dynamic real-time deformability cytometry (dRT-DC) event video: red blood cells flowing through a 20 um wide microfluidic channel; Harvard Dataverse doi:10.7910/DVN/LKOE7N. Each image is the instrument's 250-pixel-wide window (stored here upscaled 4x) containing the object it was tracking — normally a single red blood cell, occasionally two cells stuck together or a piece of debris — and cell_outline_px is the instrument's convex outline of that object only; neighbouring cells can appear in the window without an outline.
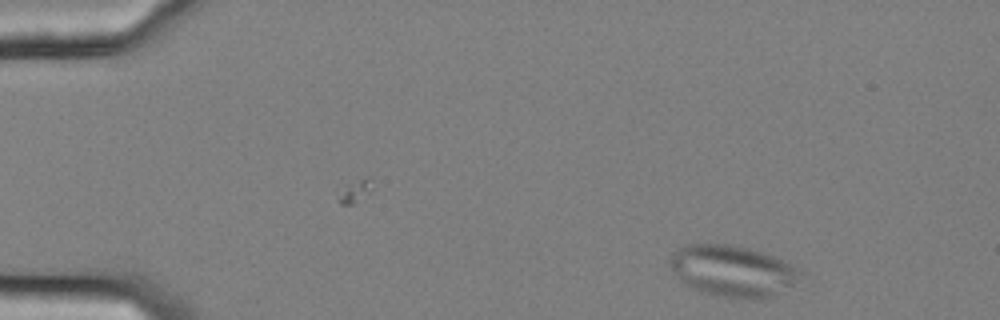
{"species": "common noctule bat (a hibernating species)", "species_latin": "Nyctalus noctula", "temperature_condition": "cold", "stored_images_in_passage": 17, "camera_frame_rate_fps": 3000, "um_per_image_px": 0.085, "animal": {"sex": "female", "body_mass_g": 25.1}, "frame": {"image": 1, "passage_image": 1, "time_ms": 0.0, "image_size_px": [1000, 320], "cell_outline_px": [[812, 284], [776, 296], [760, 300], [720, 296], [704, 292], [692, 288], [684, 284], [680, 280], [668, 264], [668, 260], [684, 244], [728, 244], [748, 248], [772, 256], [804, 272], [812, 280]], "centroid_in_image_um": [62.5, 23.09], "position_along_channel_um": 22.5, "area_um2": 40.46}}
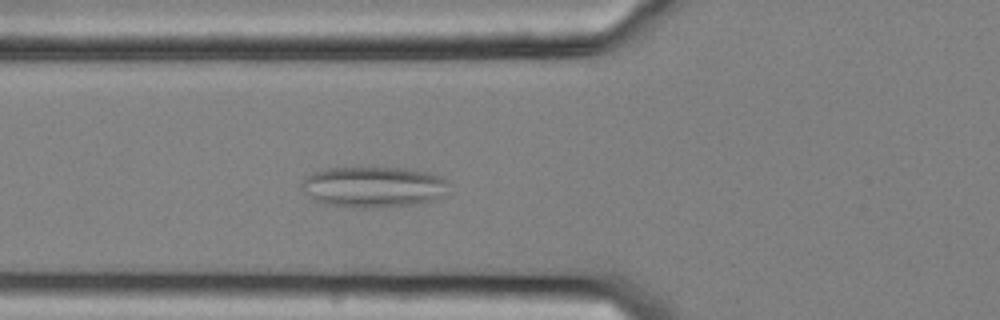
{"frame": {"image": 2, "passage_image": 15, "time_ms": 4.667, "image_size_px": [1000, 320], "cell_outline_px": [[448, 184], [444, 192], [436, 200], [416, 204], [380, 208], [352, 208], [324, 204], [312, 200], [300, 188], [300, 180], [312, 172], [328, 168], [400, 168], [424, 172], [444, 176], [448, 180]], "centroid_in_image_um": [31.68, 15.91], "position_along_channel_um": 94.1, "area_um2": 35.55}}